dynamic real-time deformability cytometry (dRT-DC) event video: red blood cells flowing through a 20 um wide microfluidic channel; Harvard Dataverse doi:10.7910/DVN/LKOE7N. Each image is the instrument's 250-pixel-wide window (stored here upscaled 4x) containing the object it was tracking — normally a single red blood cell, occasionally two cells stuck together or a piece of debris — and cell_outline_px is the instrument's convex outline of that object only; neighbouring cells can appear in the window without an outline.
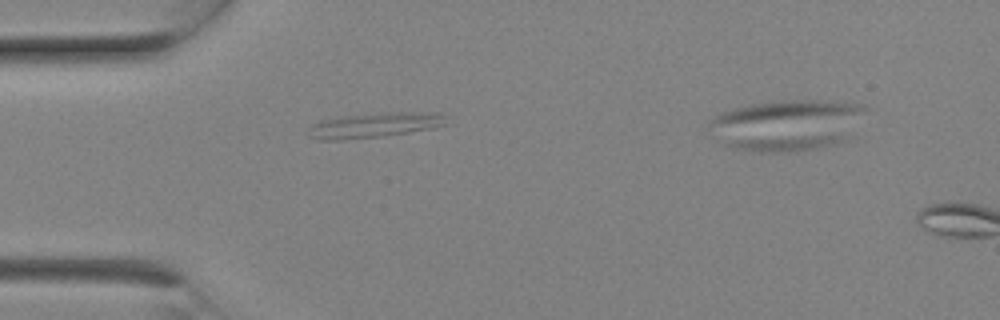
{"species": "Egyptian fruit bat (a non-hibernating species)", "species_latin": "Rousettus aegyptiacus", "temperature_condition": "room temperature", "stored_images_in_passage": 4, "camera_frame_rate_fps": 3000, "um_per_image_px": 0.085, "animal": {"sex": "female"}, "frame": {"image": 1, "passage_image": 1, "time_ms": 0.0, "image_size_px": [1000, 320], "cell_outline_px": [[448, 124], [432, 128], [384, 136], [344, 140], [316, 140], [308, 136], [308, 128], [312, 124], [320, 120], [344, 116], [392, 112], [440, 112], [444, 116]], "centroid_in_image_um": [31.8, 10.64], "position_along_channel_um": 53.2, "area_um2": 20.23}}
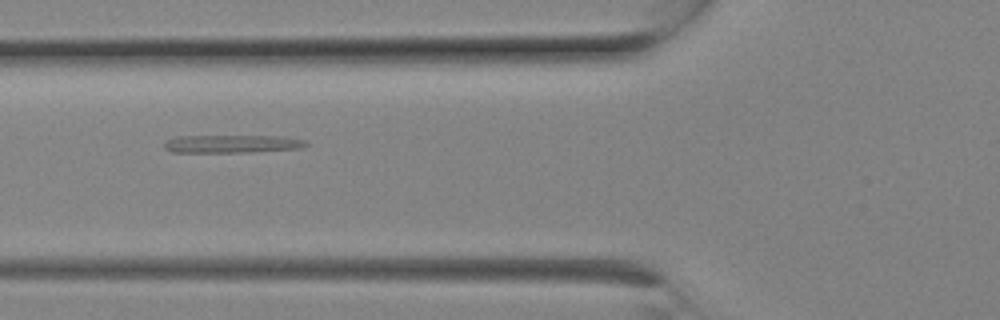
{"frame": {"image": 2, "passage_image": 3, "time_ms": 0.667, "image_size_px": [1000, 320], "cell_outline_px": [[308, 144], [300, 148], [252, 152], [172, 152], [164, 148], [164, 140], [176, 136], [280, 136], [304, 140]], "centroid_in_image_um": [19.66, 12.22], "position_along_channel_um": 106.1, "area_um2": 14.8}}
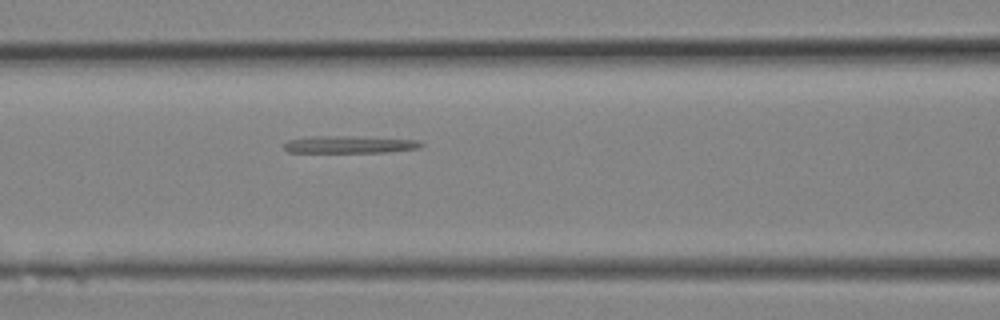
{"frame": {"image": 3, "passage_image": 4, "time_ms": 1.0, "image_size_px": [1000, 320], "cell_outline_px": [[424, 144], [420, 148], [388, 152], [288, 152], [284, 148], [284, 144], [288, 140], [312, 136], [352, 136], [416, 140]], "centroid_in_image_um": [29.7, 12.28], "position_along_channel_um": 136.9, "area_um2": 13.7}}